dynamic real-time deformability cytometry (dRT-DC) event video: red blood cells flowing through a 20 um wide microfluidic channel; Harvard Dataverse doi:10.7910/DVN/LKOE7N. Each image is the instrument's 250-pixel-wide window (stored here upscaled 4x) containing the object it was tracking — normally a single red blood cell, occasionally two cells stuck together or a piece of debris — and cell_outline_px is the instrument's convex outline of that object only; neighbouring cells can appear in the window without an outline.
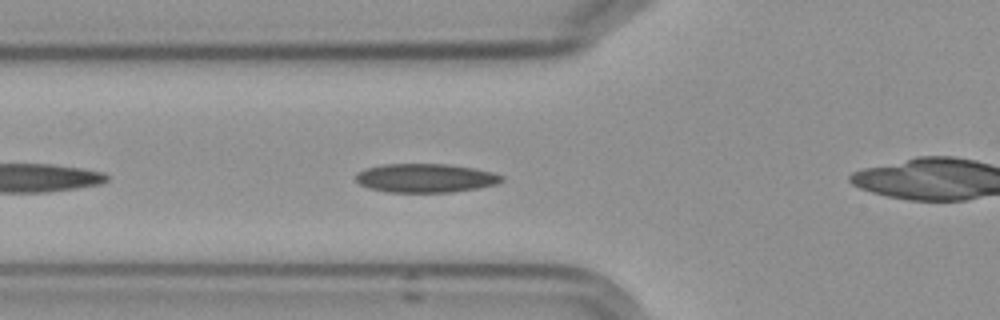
{"species": "Egyptian fruit bat (a non-hibernating species)", "species_latin": "Rousettus aegyptiacus", "temperature_condition": "cold", "stored_images_in_passage": 6, "camera_frame_rate_fps": 3000, "um_per_image_px": 0.085, "frame": {"image": 1, "passage_image": 5, "time_ms": 5.333, "image_size_px": [1000, 320], "cell_outline_px": [[504, 180], [496, 184], [476, 188], [452, 192], [388, 192], [368, 188], [360, 184], [356, 180], [356, 172], [364, 168], [380, 164], [448, 164], [476, 168], [492, 172], [504, 176]], "centroid_in_image_um": [36.15, 15.12], "position_along_channel_um": 89.7, "area_um2": 24.68}}